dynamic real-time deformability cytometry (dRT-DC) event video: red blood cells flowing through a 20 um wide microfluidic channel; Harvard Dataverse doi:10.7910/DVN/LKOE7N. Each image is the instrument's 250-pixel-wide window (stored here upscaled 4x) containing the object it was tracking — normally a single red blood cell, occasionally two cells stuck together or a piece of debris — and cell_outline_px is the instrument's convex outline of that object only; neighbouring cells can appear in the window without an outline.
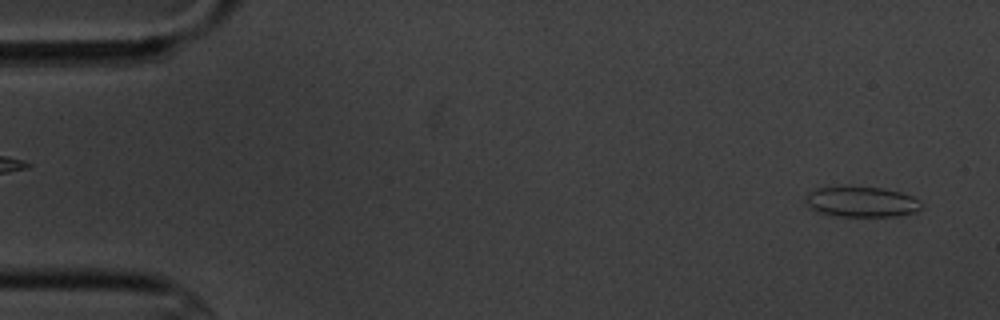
{"species": "common noctule bat (a hibernating species)", "species_latin": "Nyctalus noctula", "temperature_condition": "cold", "stored_images_in_passage": 2, "camera_frame_rate_fps": 3000, "um_per_image_px": 0.085, "animal": {"sex": "male", "body_mass_g": 20.1, "forearm_length_mm": 53.5}, "frame": {"image": 1, "passage_image": 2, "time_ms": 1.333, "image_size_px": [1000, 320], "cell_outline_px": [[924, 208], [916, 212], [896, 216], [840, 216], [820, 212], [808, 208], [804, 200], [804, 196], [808, 192], [816, 188], [880, 188], [900, 192], [912, 196], [920, 200]], "centroid_in_image_um": [73.24, 17.17], "position_along_channel_um": 11.8, "area_um2": 20.35}}